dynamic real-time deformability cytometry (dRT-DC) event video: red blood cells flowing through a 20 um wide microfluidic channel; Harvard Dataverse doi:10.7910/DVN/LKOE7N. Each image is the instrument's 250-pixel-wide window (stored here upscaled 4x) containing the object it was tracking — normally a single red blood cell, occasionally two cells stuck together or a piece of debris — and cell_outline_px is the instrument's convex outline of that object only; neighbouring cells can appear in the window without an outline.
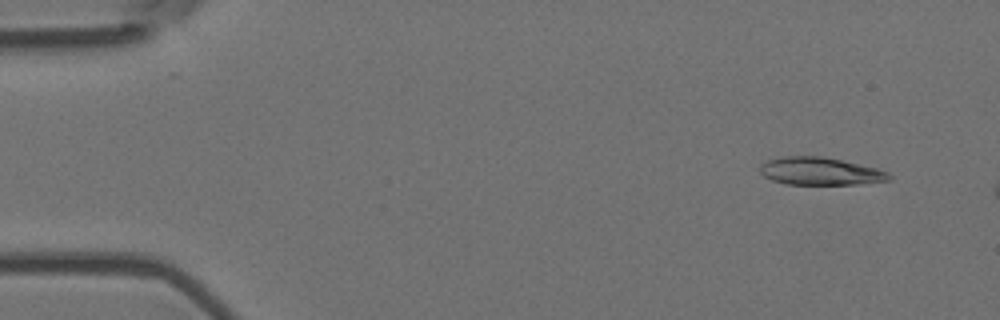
{"species": "Egyptian fruit bat (a non-hibernating species)", "species_latin": "Rousettus aegyptiacus", "temperature_condition": "room temperature", "stored_images_in_passage": 3, "camera_frame_rate_fps": 3000, "um_per_image_px": 0.085, "animal": {"sex": "female"}, "frame": {"image": 1, "passage_image": 1, "time_ms": 0.0, "image_size_px": [1000, 320], "cell_outline_px": [[892, 180], [856, 184], [788, 184], [772, 180], [764, 176], [760, 172], [760, 164], [768, 160], [780, 156], [820, 156], [840, 160], [876, 168], [888, 172], [892, 176]], "centroid_in_image_um": [69.7, 14.55], "position_along_channel_um": 15.3, "area_um2": 20.69}}